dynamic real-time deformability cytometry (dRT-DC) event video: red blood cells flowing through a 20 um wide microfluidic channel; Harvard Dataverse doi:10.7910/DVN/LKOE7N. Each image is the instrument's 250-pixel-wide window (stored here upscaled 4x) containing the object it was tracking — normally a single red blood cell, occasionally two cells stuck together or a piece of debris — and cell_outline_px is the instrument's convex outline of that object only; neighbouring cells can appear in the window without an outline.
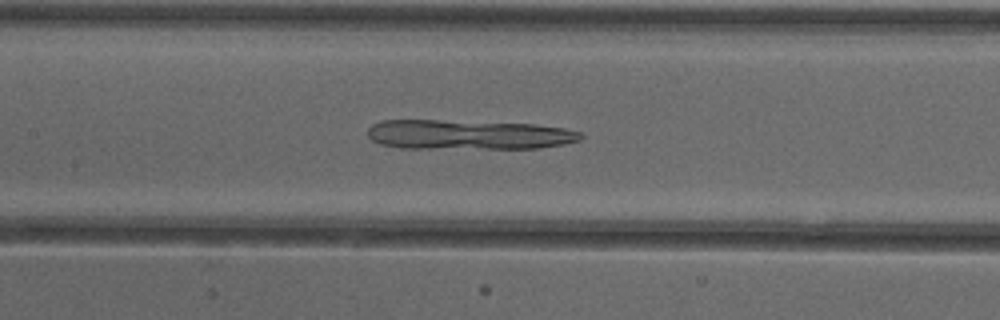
{"species": "common noctule bat (a hibernating species)", "species_latin": "Nyctalus noctula", "temperature_condition": "cold", "stored_images_in_passage": 40, "camera_frame_rate_fps": 3000, "um_per_image_px": 0.085, "animal": {"sex": "female"}, "frame": {"image": 1, "passage_image": 13, "time_ms": 4.0, "image_size_px": [1000, 320], "cell_outline_px": [[584, 136], [580, 140], [564, 144], [540, 148], [400, 148], [380, 144], [372, 140], [368, 136], [368, 128], [372, 124], [380, 120], [440, 120], [532, 124], [564, 128], [580, 132]], "centroid_in_image_um": [39.78, 11.45], "position_along_channel_um": 167.6, "area_um2": 36.88}}
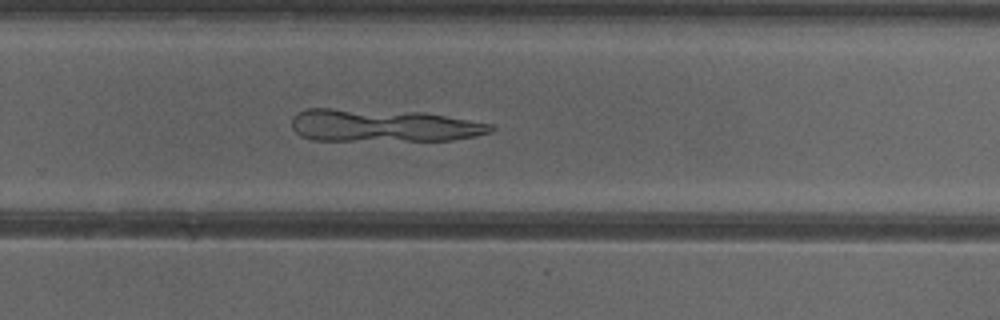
{"frame": {"image": 2, "passage_image": 23, "time_ms": 7.333, "image_size_px": [1000, 320], "cell_outline_px": [[496, 128], [492, 132], [452, 140], [312, 140], [300, 136], [292, 128], [292, 116], [296, 112], [304, 108], [332, 108], [420, 112], [492, 124]], "centroid_in_image_um": [32.49, 10.66], "position_along_channel_um": 297.3, "area_um2": 37.8}}
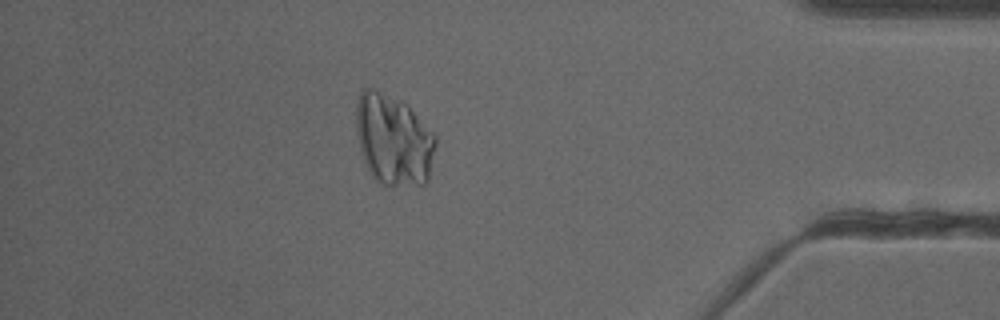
{"frame": {"image": 3, "passage_image": 34, "time_ms": 11.0, "image_size_px": [1000, 320], "cell_outline_px": [[436, 144], [428, 180], [424, 184], [392, 188], [380, 184], [372, 176], [364, 160], [360, 148], [356, 128], [356, 104], [360, 88], [372, 88], [400, 100], [408, 104], [436, 136]], "centroid_in_image_um": [33.44, 11.9], "position_along_channel_um": 401.8, "area_um2": 42.71}}